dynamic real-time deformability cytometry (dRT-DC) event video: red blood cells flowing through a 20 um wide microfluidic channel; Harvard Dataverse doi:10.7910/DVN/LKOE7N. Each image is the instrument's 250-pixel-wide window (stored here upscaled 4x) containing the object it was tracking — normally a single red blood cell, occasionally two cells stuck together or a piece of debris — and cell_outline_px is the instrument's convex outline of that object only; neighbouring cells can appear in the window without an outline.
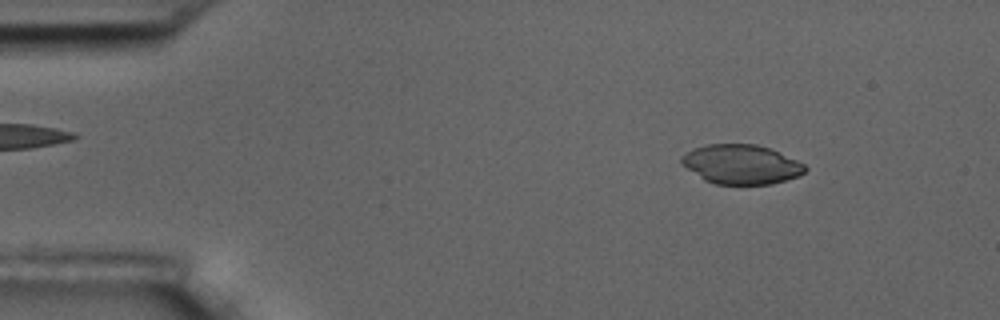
{"species": "common noctule bat (a hibernating species)", "species_latin": "Nyctalus noctula", "temperature_condition": "room temperature", "stored_images_in_passage": 55, "camera_frame_rate_fps": 3000, "um_per_image_px": 0.085, "animal": {"sex": "male", "body_mass_g": 17.5, "forearm_length_mm": 52.3}, "frame": {"image": 1, "passage_image": 7, "time_ms": 2.0, "image_size_px": [1000, 320], "cell_outline_px": [[808, 168], [800, 176], [772, 184], [716, 184], [704, 180], [680, 164], [680, 156], [692, 148], [708, 144], [756, 144], [768, 148], [796, 160], [804, 164]], "centroid_in_image_um": [62.97, 13.97], "position_along_channel_um": 22.0, "area_um2": 28.44}}
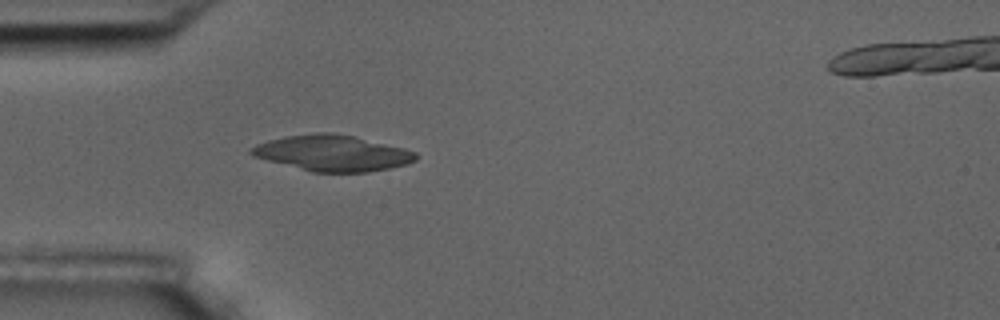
{"frame": {"image": 2, "passage_image": 16, "time_ms": 5.0, "image_size_px": [1000, 320], "cell_outline_px": [[416, 160], [404, 164], [388, 168], [368, 172], [312, 172], [252, 156], [248, 152], [248, 148], [256, 144], [268, 140], [288, 136], [316, 132], [332, 132], [352, 136], [404, 148], [416, 152]], "centroid_in_image_um": [28.2, 13.01], "position_along_channel_um": 56.8, "area_um2": 34.16}}
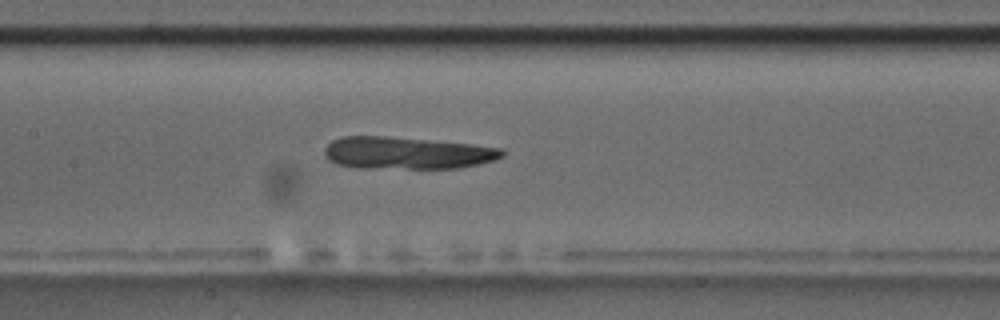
{"frame": {"image": 3, "passage_image": 26, "time_ms": 8.333, "image_size_px": [1000, 320], "cell_outline_px": [[504, 156], [480, 164], [460, 168], [364, 168], [336, 164], [328, 160], [324, 156], [324, 148], [332, 140], [340, 136], [388, 136], [472, 144], [504, 148]], "centroid_in_image_um": [34.57, 13.0], "position_along_channel_um": 172.8, "area_um2": 33.58}}